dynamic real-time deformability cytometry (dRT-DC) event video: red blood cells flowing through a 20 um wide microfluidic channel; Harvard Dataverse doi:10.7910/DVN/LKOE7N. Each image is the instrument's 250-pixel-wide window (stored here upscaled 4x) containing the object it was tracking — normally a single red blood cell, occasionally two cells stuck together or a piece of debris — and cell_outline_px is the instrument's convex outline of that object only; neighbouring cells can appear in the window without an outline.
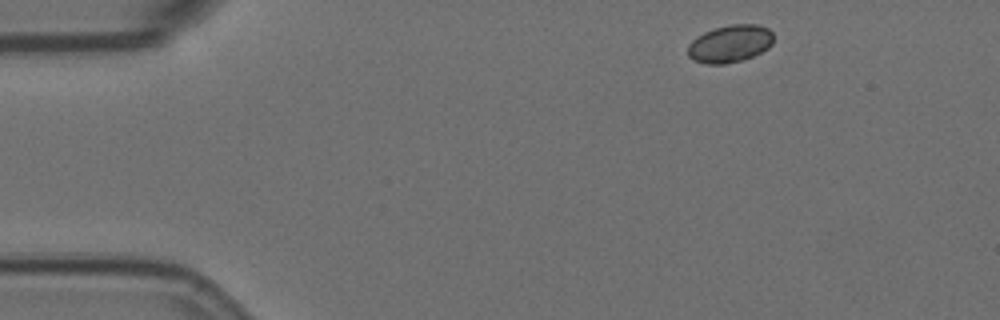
{"species": "Egyptian fruit bat (a non-hibernating species)", "species_latin": "Rousettus aegyptiacus", "temperature_condition": "room temperature", "stored_images_in_passage": 3, "camera_frame_rate_fps": 3000, "um_per_image_px": 0.085, "animal": {"sex": "female"}, "frame": {"image": 1, "passage_image": 1, "time_ms": 0.0, "image_size_px": [1000, 320], "cell_outline_px": [[772, 44], [768, 48], [752, 56], [740, 60], [724, 64], [708, 64], [692, 60], [688, 56], [688, 44], [692, 40], [704, 32], [716, 28], [732, 24], [756, 24], [768, 28], [772, 32]], "centroid_in_image_um": [62.03, 3.71], "position_along_channel_um": 23.0, "area_um2": 18.55}}